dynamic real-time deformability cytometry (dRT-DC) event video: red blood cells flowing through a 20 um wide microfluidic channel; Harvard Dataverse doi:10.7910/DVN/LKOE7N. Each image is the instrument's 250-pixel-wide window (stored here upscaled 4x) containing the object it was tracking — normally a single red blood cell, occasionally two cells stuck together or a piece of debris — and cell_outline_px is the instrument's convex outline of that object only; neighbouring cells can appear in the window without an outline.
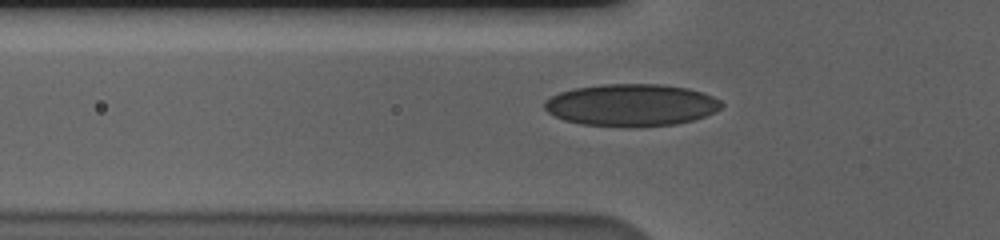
{"species": "human", "species_latin": "Homo sapiens", "temperature_condition": "cold", "stored_images_in_passage": 37, "camera_frame_rate_fps": 3000, "um_per_image_px": 0.085, "donor": {"sex": "male"}, "frame": {"image": 1, "passage_image": 5, "time_ms": 1.333, "image_size_px": [1000, 240], "cell_outline_px": [[724, 104], [716, 112], [692, 120], [676, 124], [640, 128], [632, 128], [580, 124], [564, 120], [548, 112], [544, 108], [544, 100], [560, 92], [576, 88], [600, 84], [660, 84], [688, 88], [712, 96], [720, 100]], "centroid_in_image_um": [53.66, 8.94], "position_along_channel_um": 72.1, "area_um2": 43.87}}
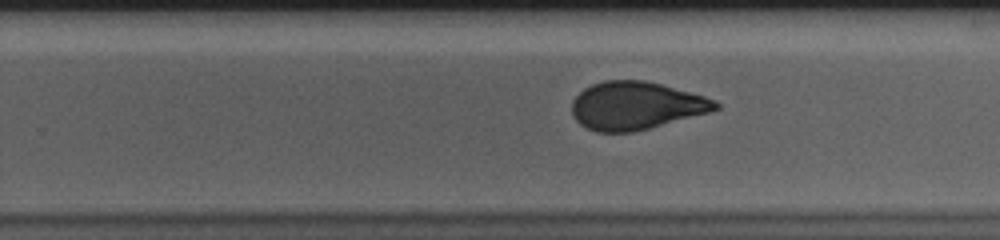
{"frame": {"image": 2, "passage_image": 22, "time_ms": 7.0, "image_size_px": [1000, 240], "cell_outline_px": [[720, 108], [708, 112], [648, 128], [632, 132], [596, 132], [580, 124], [576, 120], [572, 112], [572, 100], [584, 88], [592, 84], [604, 80], [644, 80], [660, 84], [704, 96], [716, 100], [720, 104]], "centroid_in_image_um": [54.03, 8.97], "position_along_channel_um": 275.8, "area_um2": 39.71}}
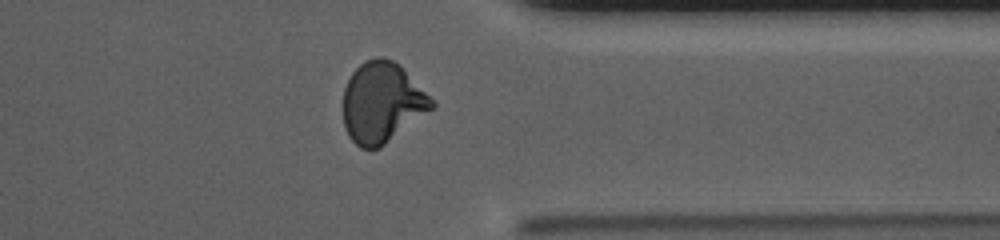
{"frame": {"image": 3, "passage_image": 31, "time_ms": 10.0, "image_size_px": [1000, 240], "cell_outline_px": [[436, 104], [432, 108], [380, 148], [360, 148], [348, 136], [344, 124], [344, 88], [352, 72], [364, 60], [376, 56], [384, 56], [400, 64]], "centroid_in_image_um": [32.44, 8.69], "position_along_channel_um": 379.0, "area_um2": 41.21}}